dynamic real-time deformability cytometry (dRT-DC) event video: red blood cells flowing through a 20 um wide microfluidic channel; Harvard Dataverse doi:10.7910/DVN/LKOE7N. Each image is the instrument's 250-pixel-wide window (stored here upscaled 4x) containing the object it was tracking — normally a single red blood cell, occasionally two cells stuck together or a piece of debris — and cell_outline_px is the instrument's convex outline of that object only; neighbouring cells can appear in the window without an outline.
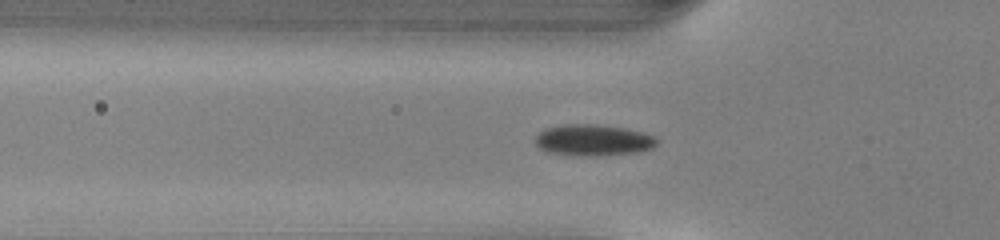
{"species": "common noctule bat (a hibernating species)", "species_latin": "Nyctalus noctula", "temperature_condition": "warm", "stored_images_in_passage": 36, "camera_frame_rate_fps": 3000, "um_per_image_px": 0.085, "animal": {"sex": "male", "body_mass_g": 13.0, "forearm_length_mm": 53.1}, "frame": {"image": 1, "passage_image": 2, "time_ms": 0.333, "image_size_px": [1000, 240], "cell_outline_px": [[656, 144], [652, 148], [640, 152], [588, 156], [548, 152], [540, 148], [536, 144], [536, 136], [544, 128], [564, 124], [596, 124], [624, 128], [644, 132], [656, 136]], "centroid_in_image_um": [50.44, 11.9], "position_along_channel_um": 75.4, "area_um2": 22.08}}
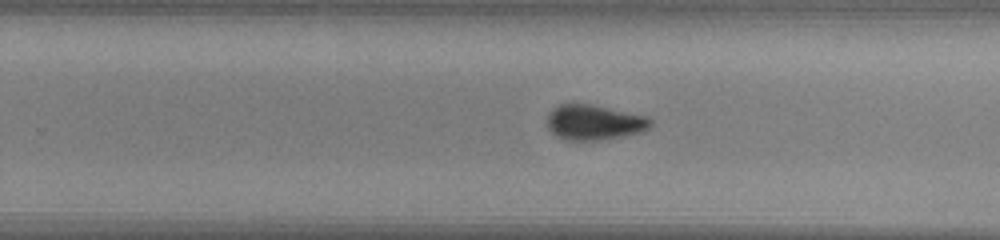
{"frame": {"image": 2, "passage_image": 17, "time_ms": 5.333, "image_size_px": [1000, 240], "cell_outline_px": [[652, 124], [644, 132], [624, 136], [600, 140], [564, 140], [556, 136], [548, 128], [548, 112], [552, 108], [560, 104], [588, 104], [608, 108], [644, 116], [652, 120]], "centroid_in_image_um": [50.48, 10.42], "position_along_channel_um": 279.3, "area_um2": 21.1}}
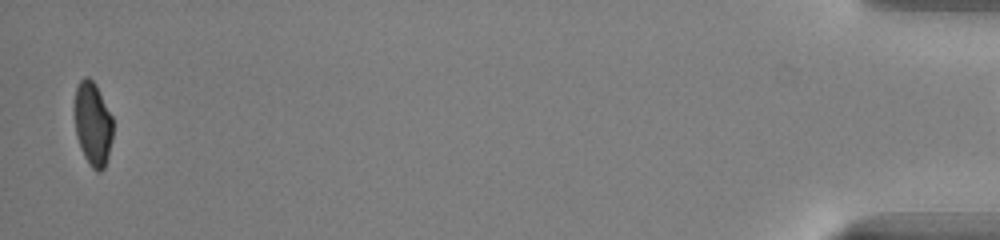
{"frame": {"image": 3, "passage_image": 35, "time_ms": 11.333, "image_size_px": [1000, 240], "cell_outline_px": [[112, 140], [108, 156], [104, 168], [100, 172], [96, 172], [88, 164], [80, 148], [76, 136], [76, 88], [80, 80], [84, 76], [88, 76], [96, 84], [112, 116]], "centroid_in_image_um": [7.9, 10.56], "position_along_channel_um": 427.3, "area_um2": 18.61}}